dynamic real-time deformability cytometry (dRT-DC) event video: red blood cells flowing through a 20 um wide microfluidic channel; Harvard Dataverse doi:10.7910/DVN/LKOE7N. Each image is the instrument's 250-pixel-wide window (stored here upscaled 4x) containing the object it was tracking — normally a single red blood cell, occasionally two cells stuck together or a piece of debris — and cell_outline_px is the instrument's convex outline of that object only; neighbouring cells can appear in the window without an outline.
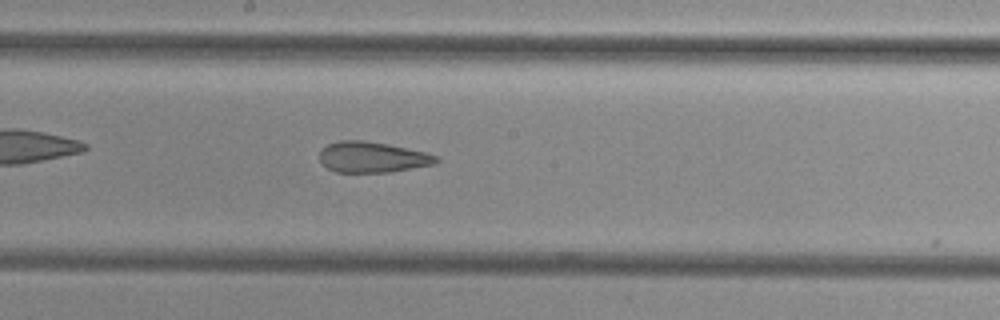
{"species": "common noctule bat (a hibernating species)", "species_latin": "Nyctalus noctula", "temperature_condition": "cold", "stored_images_in_passage": 18, "camera_frame_rate_fps": 3000, "um_per_image_px": 0.085, "animal": {"sex": "female", "body_mass_g": 29.2, "forearm_length_mm": 56.3}, "frame": {"image": 1, "passage_image": 14, "time_ms": 4.333, "image_size_px": [1000, 320], "cell_outline_px": [[440, 160], [436, 164], [392, 172], [336, 172], [320, 164], [320, 152], [328, 144], [340, 140], [364, 140], [388, 144], [424, 152], [436, 156]], "centroid_in_image_um": [31.65, 13.36], "position_along_channel_um": 216.6, "area_um2": 20.92}}